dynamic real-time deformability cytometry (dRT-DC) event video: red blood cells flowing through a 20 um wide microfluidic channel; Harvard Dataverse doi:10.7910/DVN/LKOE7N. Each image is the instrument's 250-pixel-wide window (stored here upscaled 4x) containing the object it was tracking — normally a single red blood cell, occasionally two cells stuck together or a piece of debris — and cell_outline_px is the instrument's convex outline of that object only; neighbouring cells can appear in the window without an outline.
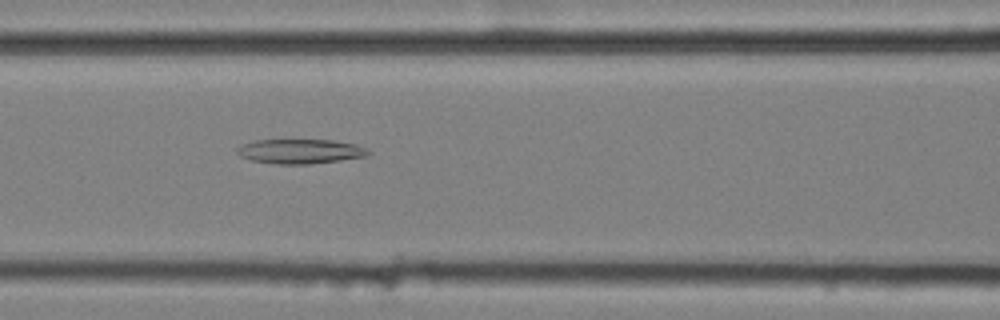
{"species": "common noctule bat (a hibernating species)", "species_latin": "Nyctalus noctula", "temperature_condition": "cold", "stored_images_in_passage": 56, "camera_frame_rate_fps": 3000, "um_per_image_px": 0.085, "animal": {"sex": "female", "body_mass_g": 25.1}, "frame": {"image": 1, "passage_image": 24, "time_ms": 7.667, "image_size_px": [1000, 320], "cell_outline_px": [[372, 152], [368, 156], [312, 164], [276, 164], [252, 160], [240, 156], [236, 152], [236, 148], [240, 144], [252, 140], [332, 140], [356, 144]], "centroid_in_image_um": [25.49, 12.86], "position_along_channel_um": 141.1, "area_um2": 18.9}}
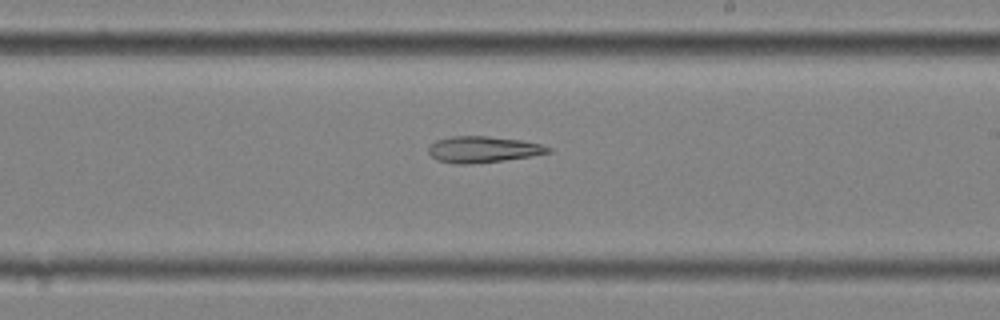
{"frame": {"image": 2, "passage_image": 33, "time_ms": 10.667, "image_size_px": [1000, 320], "cell_outline_px": [[552, 152], [504, 160], [472, 164], [456, 164], [436, 160], [428, 152], [428, 148], [436, 140], [452, 136], [488, 136], [520, 140], [540, 144], [552, 148]], "centroid_in_image_um": [41.03, 12.7], "position_along_channel_um": 248.0, "area_um2": 18.21}}
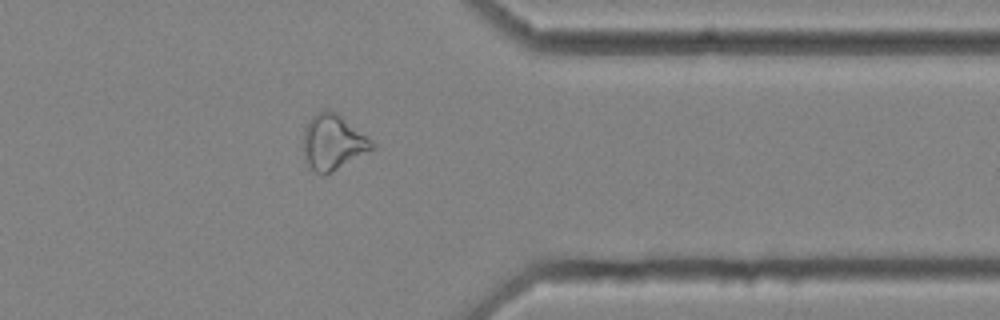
{"frame": {"image": 3, "passage_image": 45, "time_ms": 14.667, "image_size_px": [1000, 320], "cell_outline_px": [[376, 148], [332, 172], [324, 176], [316, 172], [308, 164], [304, 156], [304, 128], [312, 116], [316, 112], [324, 108], [336, 112], [372, 140], [376, 144]], "centroid_in_image_um": [28.32, 12.08], "position_along_channel_um": 383.1, "area_um2": 22.2}}